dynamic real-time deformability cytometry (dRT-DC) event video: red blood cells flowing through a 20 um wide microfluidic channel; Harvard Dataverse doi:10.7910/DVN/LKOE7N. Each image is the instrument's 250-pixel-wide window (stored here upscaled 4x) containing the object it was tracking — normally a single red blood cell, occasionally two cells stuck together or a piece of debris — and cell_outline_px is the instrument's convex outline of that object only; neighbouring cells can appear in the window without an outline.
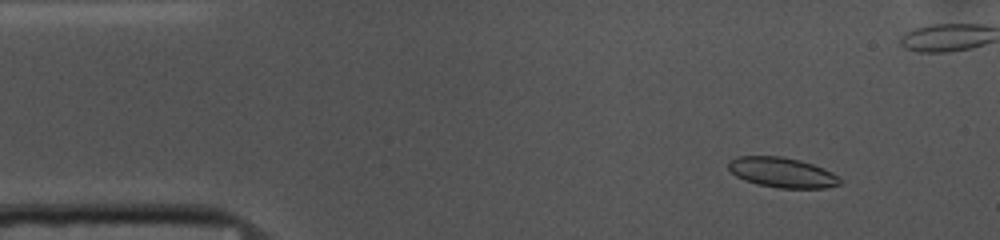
{"species": "common noctule bat (a hibernating species)", "species_latin": "Nyctalus noctula", "temperature_condition": "cold", "stored_images_in_passage": 54, "camera_frame_rate_fps": 3000, "um_per_image_px": 0.085, "animal": {"sex": "female", "body_mass_g": 10.0, "forearm_length_mm": 53.1}, "frame": {"image": 1, "passage_image": 6, "time_ms": 1.667, "image_size_px": [1000, 240], "cell_outline_px": [[840, 184], [824, 188], [780, 188], [756, 184], [744, 180], [736, 176], [728, 168], [728, 160], [736, 156], [780, 156], [800, 160], [824, 168], [832, 172], [840, 180]], "centroid_in_image_um": [66.44, 14.65], "position_along_channel_um": 18.6, "area_um2": 19.54}}
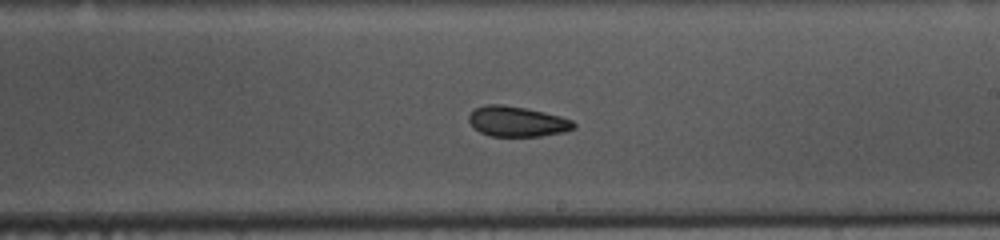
{"frame": {"image": 2, "passage_image": 30, "time_ms": 9.667, "image_size_px": [1000, 240], "cell_outline_px": [[576, 128], [564, 132], [540, 136], [488, 136], [480, 132], [468, 120], [468, 116], [476, 108], [484, 104], [504, 104], [544, 112], [560, 116], [572, 120], [576, 124]], "centroid_in_image_um": [43.97, 10.32], "position_along_channel_um": 245.0, "area_um2": 18.5}}
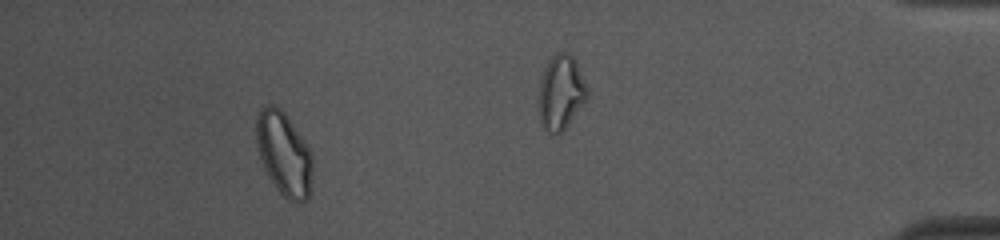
{"frame": {"image": 3, "passage_image": 49, "time_ms": 16.0, "image_size_px": [1000, 240], "cell_outline_px": [[312, 172], [308, 196], [300, 204], [288, 200], [276, 188], [268, 176], [264, 168], [256, 144], [256, 112], [260, 108], [268, 104], [276, 104], [284, 112], [312, 152]], "centroid_in_image_um": [24.11, 13.04], "position_along_channel_um": 411.1, "area_um2": 27.46}, "authors_computed_cell_mechanics": {"area_um2": 19.5364, "velocity_mm_per_s": 3.6969, "shape_relaxation_time_tau1_ms": 2.7581, "shape_relaxation_time_tau2_ms": 2.9871, "deformation_change_tau1": 0.0989, "deformation_change_tau2": 0.0913}}